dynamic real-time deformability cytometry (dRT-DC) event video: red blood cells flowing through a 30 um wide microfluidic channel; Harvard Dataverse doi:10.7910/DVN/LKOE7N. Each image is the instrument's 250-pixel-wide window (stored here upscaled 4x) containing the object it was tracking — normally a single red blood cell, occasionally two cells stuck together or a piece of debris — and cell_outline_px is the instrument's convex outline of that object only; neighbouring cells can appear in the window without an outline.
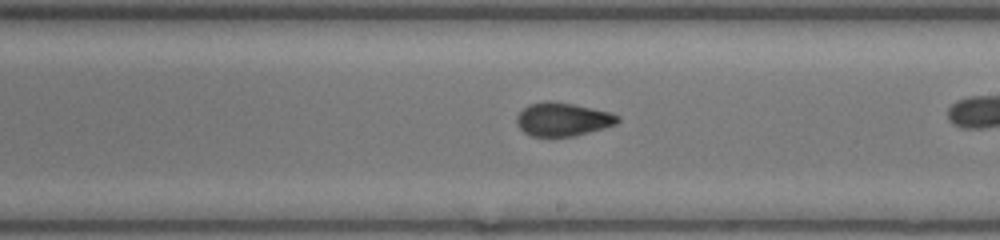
{"species": "common noctule bat (a hibernating species)", "species_latin": "Nyctalus noctula", "temperature_condition": "room temperature", "stored_images_in_passage": 25, "camera_frame_rate_fps": 3000, "um_per_image_px": 0.085, "animal": {"sex": "female", "body_mass_g": 17.0, "forearm_length_mm": 48.0}, "frame": {"image": 1, "passage_image": 15, "time_ms": 4.667, "image_size_px": [1000, 240], "cell_outline_px": [[620, 120], [616, 124], [604, 128], [572, 136], [532, 136], [524, 132], [516, 124], [516, 116], [528, 104], [548, 100], [572, 104], [608, 112], [620, 116]], "centroid_in_image_um": [47.8, 10.14], "position_along_channel_um": 241.2, "area_um2": 19.48}}
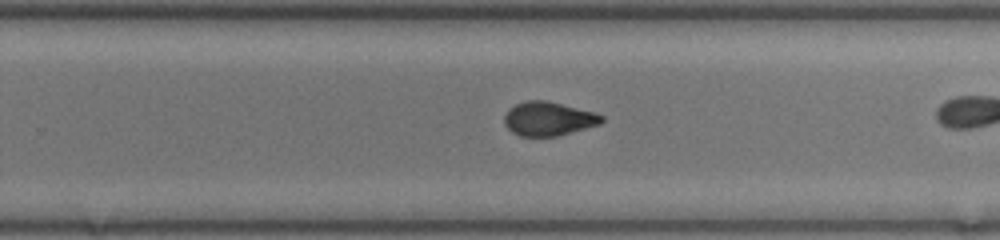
{"frame": {"image": 2, "passage_image": 18, "time_ms": 5.667, "image_size_px": [1000, 240], "cell_outline_px": [[604, 120], [600, 124], [556, 136], [520, 136], [512, 132], [504, 124], [504, 116], [508, 108], [524, 100], [548, 100], [596, 112], [604, 116]], "centroid_in_image_um": [46.61, 10.07], "position_along_channel_um": 283.2, "area_um2": 19.42}}